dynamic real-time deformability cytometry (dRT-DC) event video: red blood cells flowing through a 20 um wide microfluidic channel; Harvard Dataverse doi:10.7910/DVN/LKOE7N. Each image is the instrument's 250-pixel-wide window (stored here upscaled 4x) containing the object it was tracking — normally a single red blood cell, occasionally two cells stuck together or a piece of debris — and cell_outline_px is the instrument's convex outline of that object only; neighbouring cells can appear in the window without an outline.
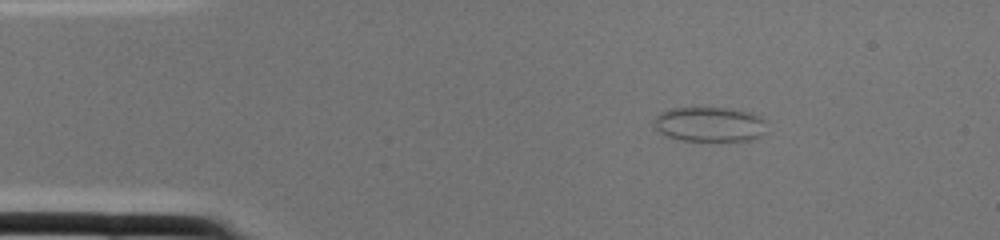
{"species": "common noctule bat (a hibernating species)", "species_latin": "Nyctalus noctula", "temperature_condition": "cold", "stored_images_in_passage": 1, "camera_frame_rate_fps": 3000, "um_per_image_px": 0.085, "animal": {"sex": "female", "body_mass_g": 22.0, "forearm_length_mm": 56.7}, "frame": {"image": 1, "passage_image": 1, "time_ms": 0.0, "image_size_px": [1000, 240], "cell_outline_px": [[764, 120], [760, 136], [748, 140], [680, 140], [668, 136], [660, 132], [656, 128], [652, 120], [660, 112], [672, 108], [724, 108], [748, 112], [760, 116]], "centroid_in_image_um": [60.24, 10.55], "position_along_channel_um": 24.8, "area_um2": 22.31}}